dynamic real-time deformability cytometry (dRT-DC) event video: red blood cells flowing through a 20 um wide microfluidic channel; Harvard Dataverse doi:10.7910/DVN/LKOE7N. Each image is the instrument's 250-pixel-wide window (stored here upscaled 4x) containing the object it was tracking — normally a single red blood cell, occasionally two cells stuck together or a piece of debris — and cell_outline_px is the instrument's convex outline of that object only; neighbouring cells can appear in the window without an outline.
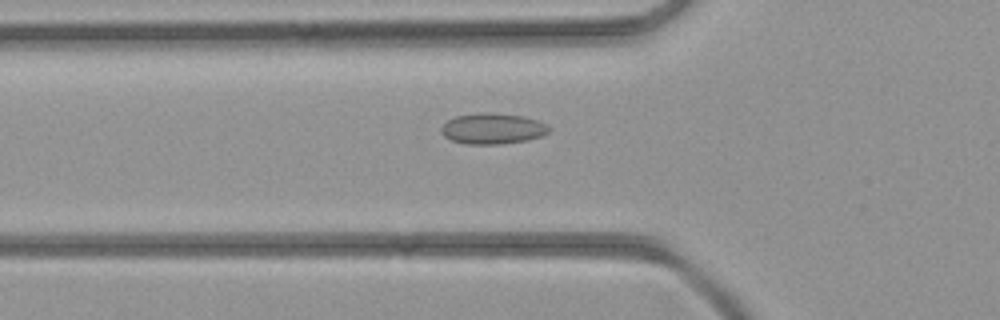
{"species": "common noctule bat (a hibernating species)", "species_latin": "Nyctalus noctula", "temperature_condition": "room temperature", "stored_images_in_passage": 36, "camera_frame_rate_fps": 3000, "um_per_image_px": 0.085, "animal": {"sex": "female", "body_mass_g": 21.9}, "frame": {"image": 1, "passage_image": 8, "time_ms": 2.333, "image_size_px": [1000, 320], "cell_outline_px": [[552, 128], [548, 132], [540, 136], [528, 140], [500, 144], [464, 144], [452, 140], [444, 136], [440, 132], [440, 128], [448, 120], [456, 116], [480, 112], [488, 112], [524, 116], [548, 124]], "centroid_in_image_um": [41.88, 10.93], "position_along_channel_um": 83.9, "area_um2": 19.48}}
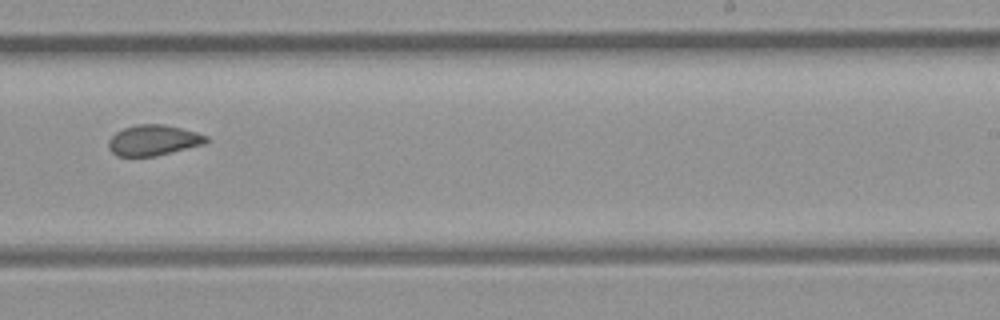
{"frame": {"image": 2, "passage_image": 20, "time_ms": 6.333, "image_size_px": [1000, 320], "cell_outline_px": [[208, 140], [204, 144], [156, 156], [116, 156], [108, 148], [108, 140], [116, 132], [124, 128], [136, 124], [164, 124], [196, 132], [208, 136]], "centroid_in_image_um": [13.02, 11.92], "position_along_channel_um": 276.0, "area_um2": 17.4}}
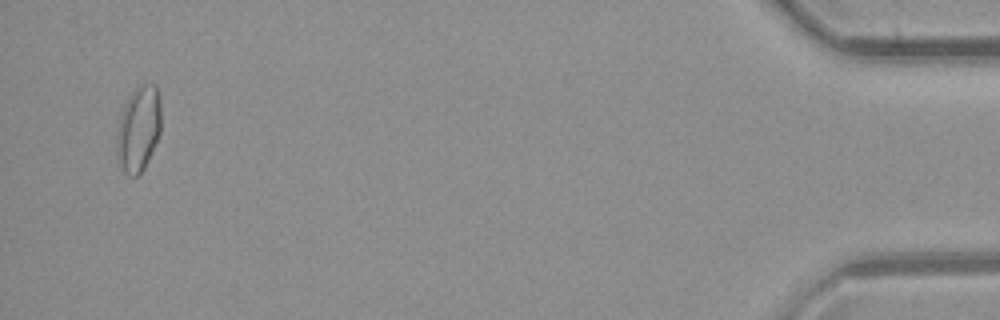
{"frame": {"image": 3, "passage_image": 35, "time_ms": 11.333, "image_size_px": [1000, 320], "cell_outline_px": [[160, 132], [148, 160], [144, 168], [136, 176], [128, 176], [124, 172], [120, 164], [120, 120], [124, 104], [128, 96], [136, 88], [144, 84], [156, 84], [160, 100]], "centroid_in_image_um": [11.84, 10.9], "position_along_channel_um": 423.4, "area_um2": 21.04}}